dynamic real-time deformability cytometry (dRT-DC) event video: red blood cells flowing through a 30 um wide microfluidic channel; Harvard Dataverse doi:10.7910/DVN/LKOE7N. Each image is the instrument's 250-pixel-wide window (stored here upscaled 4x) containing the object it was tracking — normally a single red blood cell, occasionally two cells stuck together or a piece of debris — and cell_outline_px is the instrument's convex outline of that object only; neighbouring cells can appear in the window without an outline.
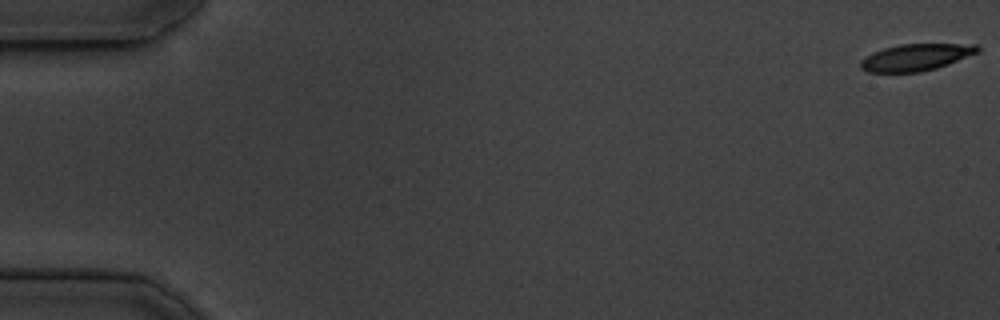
{"species": "common noctule bat (a hibernating species)", "species_latin": "Nyctalus noctula", "temperature_condition": "cold", "stored_images_in_passage": 48, "camera_frame_rate_fps": 3000, "um_per_image_px": 0.085, "animal": {"sex": "male", "body_mass_g": 19.5, "forearm_length_mm": 54.6}, "frame": {"image": 1, "passage_image": 1, "time_ms": 0.0, "image_size_px": [1000, 320], "cell_outline_px": [[980, 52], [948, 64], [936, 68], [920, 72], [868, 72], [860, 68], [860, 60], [872, 52], [884, 48], [900, 44], [976, 44], [980, 48]], "centroid_in_image_um": [77.85, 4.87], "position_along_channel_um": 7.1, "area_um2": 18.32}}
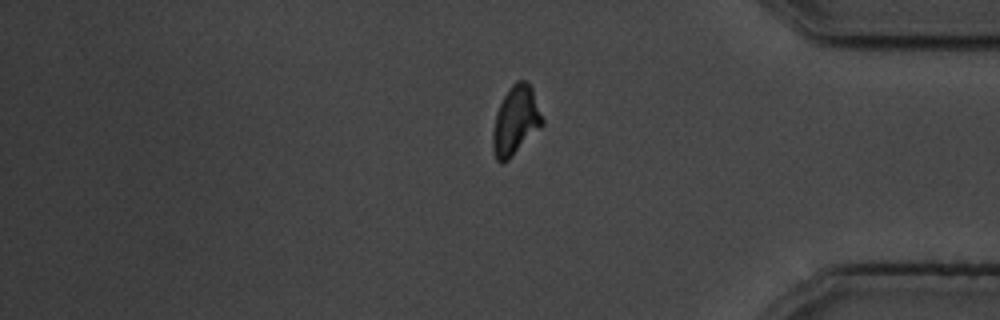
{"frame": {"image": 2, "passage_image": 46, "time_ms": 15.0, "image_size_px": [1000, 320], "cell_outline_px": [[544, 124], [508, 160], [500, 164], [496, 160], [492, 148], [492, 132], [496, 112], [508, 88], [516, 80], [524, 80], [532, 88], [544, 120]], "centroid_in_image_um": [43.81, 10.26], "position_along_channel_um": 391.4, "area_um2": 19.88}}